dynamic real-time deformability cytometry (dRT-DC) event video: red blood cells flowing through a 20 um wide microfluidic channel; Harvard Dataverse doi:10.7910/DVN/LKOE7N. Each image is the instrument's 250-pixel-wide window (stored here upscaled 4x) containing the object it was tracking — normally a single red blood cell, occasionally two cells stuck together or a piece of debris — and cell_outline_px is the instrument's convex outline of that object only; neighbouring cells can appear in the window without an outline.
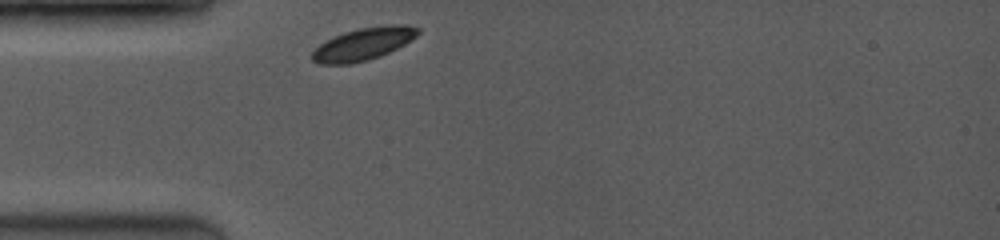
{"species": "common noctule bat (a hibernating species)", "species_latin": "Nyctalus noctula", "temperature_condition": "room temperature", "stored_images_in_passage": 31, "camera_frame_rate_fps": 3500, "um_per_image_px": 0.085, "animal": {"sex": "female", "body_mass_g": 19.0, "forearm_length_mm": 53.3}, "frame": {"image": 1, "passage_image": 1, "time_ms": 0.0, "image_size_px": [1000, 240], "cell_outline_px": [[420, 32], [416, 36], [404, 44], [380, 56], [368, 60], [348, 64], [320, 64], [312, 60], [312, 52], [320, 44], [332, 36], [344, 32], [360, 28], [388, 24], [408, 24], [420, 28]], "centroid_in_image_um": [30.89, 3.72], "position_along_channel_um": 54.1, "area_um2": 20.0}}
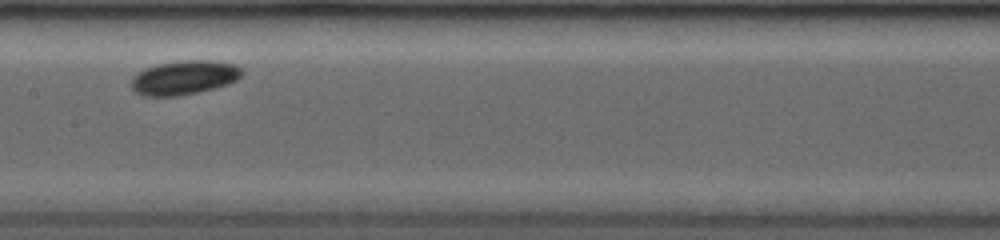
{"frame": {"image": 2, "passage_image": 12, "time_ms": 3.714, "image_size_px": [1000, 240], "cell_outline_px": [[244, 72], [236, 80], [228, 84], [180, 96], [144, 96], [136, 92], [132, 88], [132, 80], [144, 68], [156, 64], [180, 60], [212, 60], [236, 64], [244, 68]], "centroid_in_image_um": [15.7, 6.57], "position_along_channel_um": 191.7, "area_um2": 22.02}}
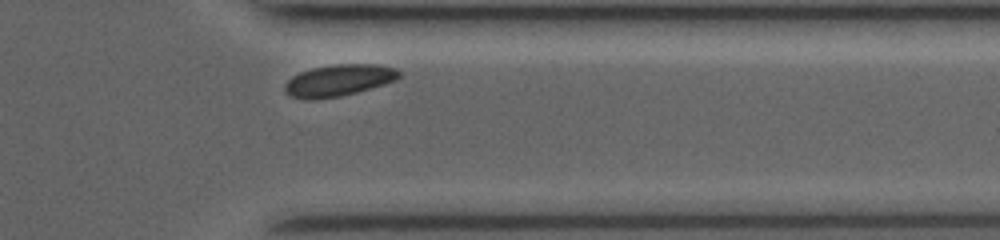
{"frame": {"image": 3, "passage_image": 28, "time_ms": 8.571, "image_size_px": [1000, 240], "cell_outline_px": [[400, 76], [396, 80], [384, 84], [356, 92], [340, 96], [316, 100], [304, 100], [292, 96], [284, 92], [284, 84], [292, 76], [300, 72], [312, 68], [332, 64], [376, 64], [396, 68], [400, 72]], "centroid_in_image_um": [28.76, 6.83], "position_along_channel_um": 382.6, "area_um2": 21.21}}